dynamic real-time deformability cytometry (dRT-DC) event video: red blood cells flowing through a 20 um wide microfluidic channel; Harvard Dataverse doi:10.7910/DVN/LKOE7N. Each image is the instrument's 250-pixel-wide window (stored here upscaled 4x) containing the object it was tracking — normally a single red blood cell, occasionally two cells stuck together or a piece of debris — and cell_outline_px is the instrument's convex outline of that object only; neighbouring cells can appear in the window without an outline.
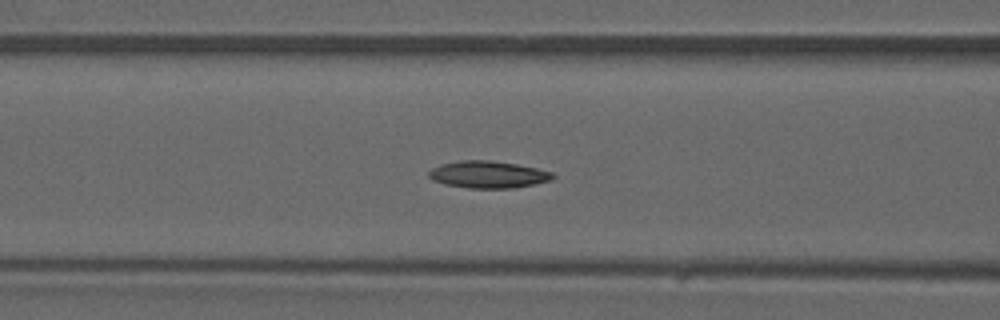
{"species": "common noctule bat (a hibernating species)", "species_latin": "Nyctalus noctula", "temperature_condition": "warm", "stored_images_in_passage": 32, "camera_frame_rate_fps": 3000, "um_per_image_px": 0.085, "animal": {"sex": "male", "forearm_length_mm": 52.5}, "frame": {"image": 1, "passage_image": 5, "time_ms": 1.333, "image_size_px": [1000, 320], "cell_outline_px": [[556, 176], [552, 180], [512, 188], [468, 188], [444, 184], [432, 180], [428, 176], [428, 172], [432, 168], [440, 164], [460, 160], [488, 160], [516, 164], [536, 168], [552, 172]], "centroid_in_image_um": [41.46, 14.83], "position_along_channel_um": 125.1, "area_um2": 19.54}}
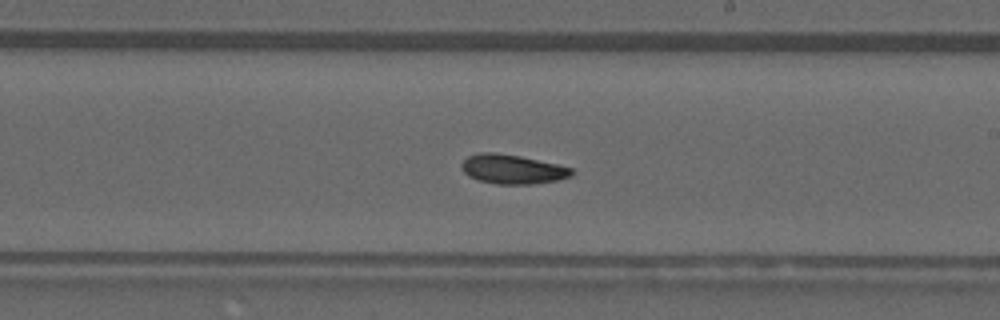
{"frame": {"image": 2, "passage_image": 13, "time_ms": 4.0, "image_size_px": [1000, 320], "cell_outline_px": [[576, 172], [572, 176], [556, 180], [532, 184], [496, 184], [480, 180], [468, 176], [460, 168], [460, 164], [468, 156], [476, 152], [496, 152], [520, 156], [556, 164], [572, 168]], "centroid_in_image_um": [43.54, 14.37], "position_along_channel_um": 245.5, "area_um2": 18.9}}
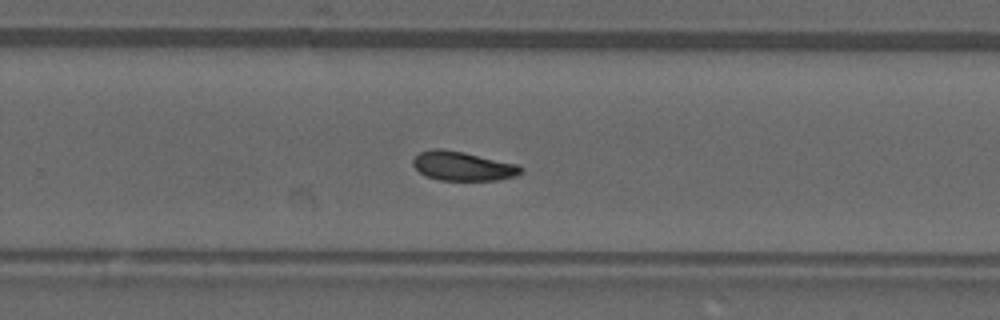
{"frame": {"image": 3, "passage_image": 16, "time_ms": 5.0, "image_size_px": [1000, 320], "cell_outline_px": [[524, 168], [516, 176], [496, 180], [440, 180], [428, 176], [420, 172], [412, 164], [412, 160], [420, 152], [432, 148], [440, 148], [464, 152], [520, 164]], "centroid_in_image_um": [39.36, 14.1], "position_along_channel_um": 290.4, "area_um2": 18.38}}